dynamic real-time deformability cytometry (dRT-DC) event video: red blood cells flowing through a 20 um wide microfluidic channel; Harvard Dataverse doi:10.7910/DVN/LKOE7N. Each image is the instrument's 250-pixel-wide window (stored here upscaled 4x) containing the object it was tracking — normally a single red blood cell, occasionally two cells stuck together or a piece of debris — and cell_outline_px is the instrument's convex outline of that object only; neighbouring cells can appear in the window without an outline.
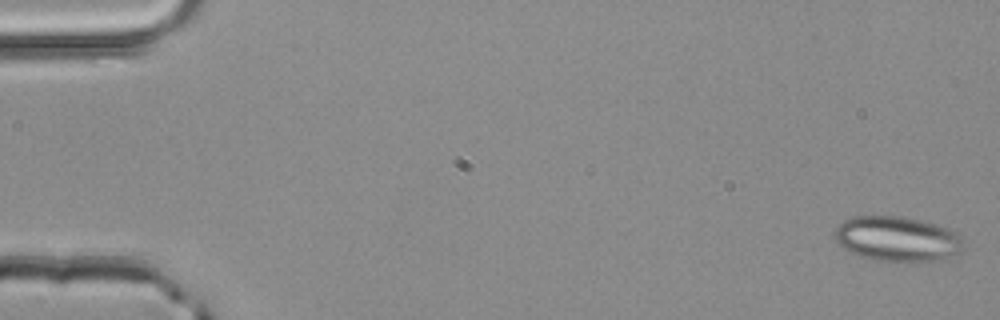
{"species": "common noctule bat (a hibernating species)", "species_latin": "Nyctalus noctula", "temperature_condition": "room temperature", "stored_images_in_passage": 50, "segment_of_instrument_passage": [1, 2], "camera_frame_rate_fps": 3000, "um_per_image_px": 0.085, "animal": {"sex": "male", "body_mass_g": 20.4}, "frame": {"image": 1, "passage_image": 1, "time_ms": 0.0, "image_size_px": [1000, 320], "cell_outline_px": [[964, 248], [960, 252], [940, 260], [876, 260], [860, 256], [836, 244], [836, 228], [844, 220], [852, 216], [904, 216], [924, 220], [948, 228], [956, 232], [964, 240]], "centroid_in_image_um": [76.29, 20.27], "position_along_channel_um": 8.7, "area_um2": 33.64}}